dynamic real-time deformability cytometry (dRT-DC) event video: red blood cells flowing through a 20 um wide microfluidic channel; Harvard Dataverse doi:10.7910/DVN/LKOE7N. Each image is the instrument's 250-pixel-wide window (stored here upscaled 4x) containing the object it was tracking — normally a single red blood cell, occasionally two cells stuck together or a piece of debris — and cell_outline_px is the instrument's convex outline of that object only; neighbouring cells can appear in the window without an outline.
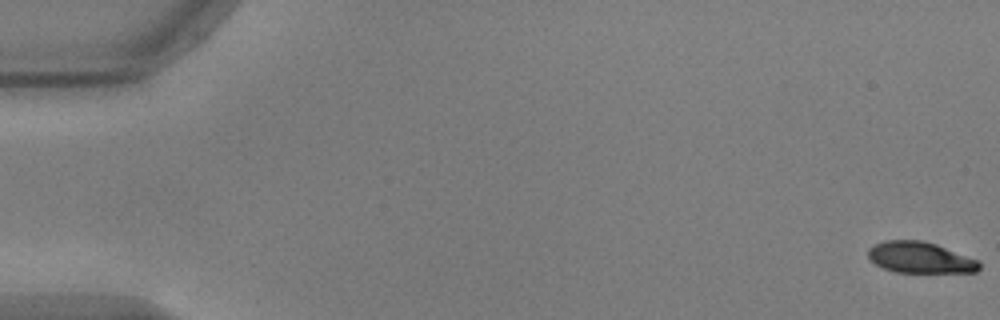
{"species": "common noctule bat (a hibernating species)", "species_latin": "Nyctalus noctula", "temperature_condition": "warm", "stored_images_in_passage": 55, "camera_frame_rate_fps": 3000, "um_per_image_px": 0.085, "animal": {"sex": "male", "body_mass_g": 17.9, "forearm_length_mm": 54.2}, "frame": {"image": 1, "passage_image": 1, "time_ms": 0.0, "image_size_px": [1000, 320], "cell_outline_px": [[980, 268], [976, 272], [896, 272], [884, 268], [868, 260], [868, 248], [884, 240], [920, 240], [936, 244], [980, 260]], "centroid_in_image_um": [78.21, 21.89], "position_along_channel_um": 6.8, "area_um2": 20.23}}
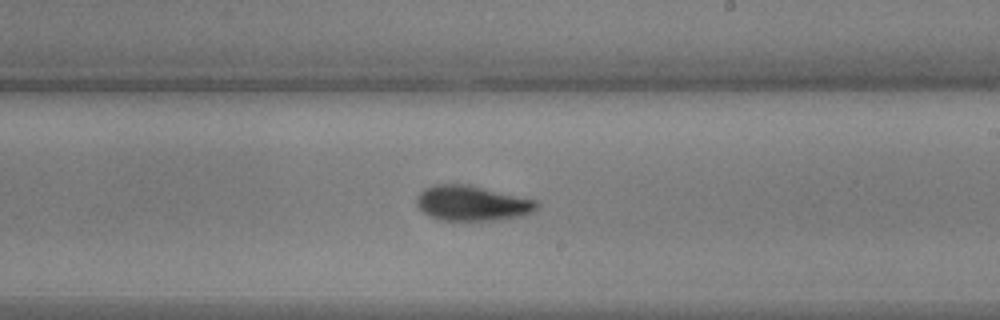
{"frame": {"image": 2, "passage_image": 33, "time_ms": 10.667, "image_size_px": [1000, 320], "cell_outline_px": [[540, 208], [532, 212], [520, 216], [496, 220], [436, 220], [428, 216], [416, 204], [416, 200], [420, 192], [424, 188], [436, 184], [472, 184], [540, 200]], "centroid_in_image_um": [40.19, 17.26], "position_along_channel_um": 248.8, "area_um2": 25.2}}
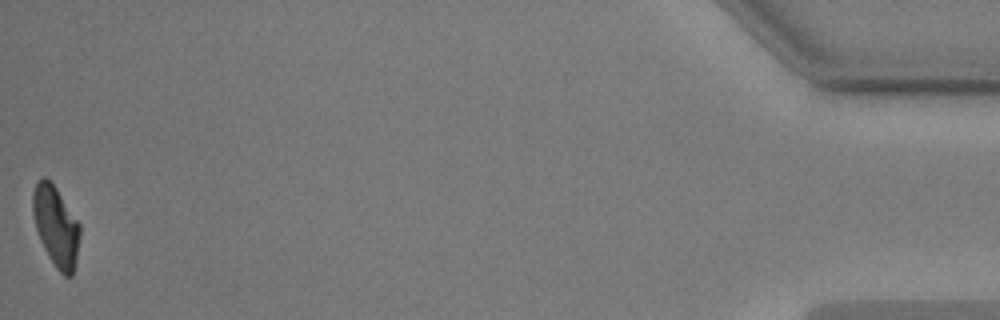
{"frame": {"image": 3, "passage_image": 55, "time_ms": 18.0, "image_size_px": [1000, 320], "cell_outline_px": [[80, 236], [72, 276], [64, 276], [56, 268], [48, 256], [40, 240], [36, 228], [32, 212], [32, 192], [36, 184], [44, 176], [56, 188], [80, 224]], "centroid_in_image_um": [4.74, 19.24], "position_along_channel_um": 430.5, "area_um2": 21.73}, "authors_computed_cell_mechanics": {"area_um2": 23.4668, "velocity_mm_per_s": 3.7286, "shape_relaxation_time_tau1_ms": 3.2888, "shape_relaxation_time_tau2_ms": 3.2612, "deformation_change_tau1": 0.17, "deformation_change_tau2": 0.0589}}